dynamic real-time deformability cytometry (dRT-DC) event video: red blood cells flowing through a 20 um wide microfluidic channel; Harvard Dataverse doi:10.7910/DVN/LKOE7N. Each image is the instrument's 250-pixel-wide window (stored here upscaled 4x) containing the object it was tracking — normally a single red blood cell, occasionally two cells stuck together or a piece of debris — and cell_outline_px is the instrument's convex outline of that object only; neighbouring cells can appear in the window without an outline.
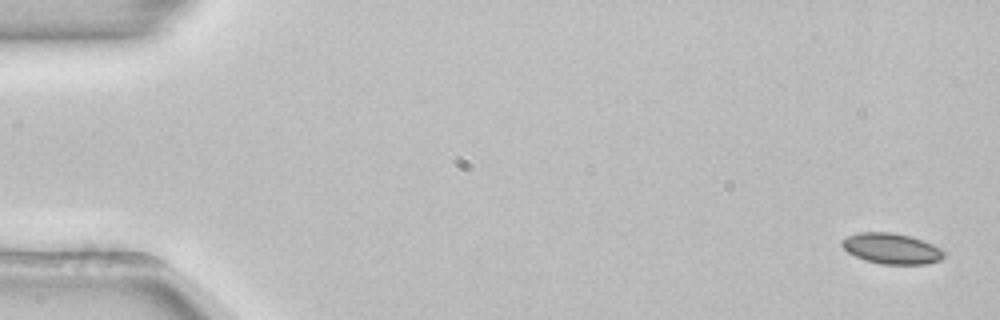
{"species": "common noctule bat (a hibernating species)", "species_latin": "Nyctalus noctula", "temperature_condition": "room temperature", "stored_images_in_passage": 53, "camera_frame_rate_fps": 3000, "um_per_image_px": 0.085, "animal": {"sex": "female", "body_mass_g": 22.7, "forearm_length_mm": 54.2}, "frame": {"image": 1, "passage_image": 1, "time_ms": 0.0, "image_size_px": [1000, 320], "cell_outline_px": [[944, 256], [940, 260], [924, 264], [884, 264], [864, 260], [848, 252], [840, 244], [840, 240], [848, 236], [860, 232], [892, 232], [912, 236], [932, 244], [940, 248], [944, 252]], "centroid_in_image_um": [75.77, 21.12], "position_along_channel_um": 9.2, "area_um2": 18.21}}
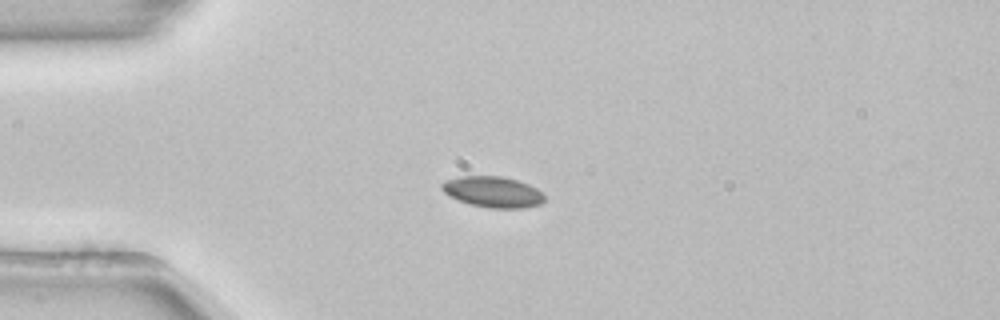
{"frame": {"image": 2, "passage_image": 13, "time_ms": 4.0, "image_size_px": [1000, 320], "cell_outline_px": [[544, 200], [540, 204], [524, 208], [488, 208], [468, 204], [448, 196], [440, 188], [440, 184], [444, 180], [456, 176], [500, 176], [516, 180], [528, 184], [536, 188], [544, 196]], "centroid_in_image_um": [41.82, 16.31], "position_along_channel_um": 43.2, "area_um2": 18.67}}
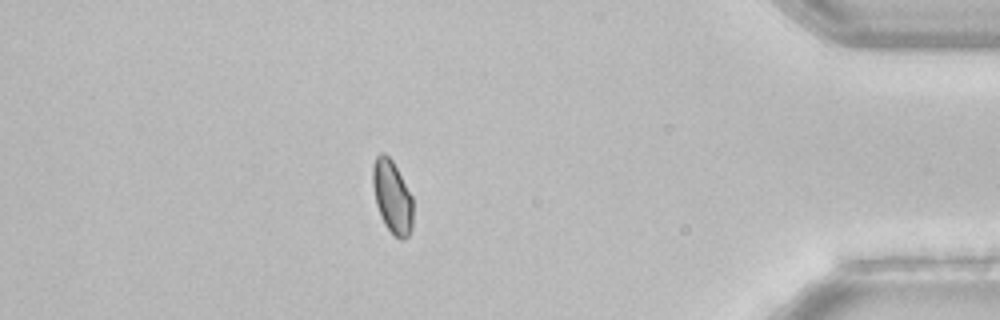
{"frame": {"image": 3, "passage_image": 46, "time_ms": 15.0, "image_size_px": [1000, 320], "cell_outline_px": [[412, 228], [408, 236], [404, 240], [400, 240], [384, 224], [380, 216], [376, 204], [372, 184], [372, 164], [376, 156], [380, 152], [384, 152], [392, 160], [412, 196]], "centroid_in_image_um": [33.32, 16.71], "position_along_channel_um": 401.9, "area_um2": 17.17}, "authors_computed_cell_mechanics": {"area_um2": 17.6868, "velocity_mm_per_s": 3.8693, "shape_relaxation_time_tau1_ms": 8.2585, "shape_relaxation_time_tau2_ms": null, "deformation_change_tau1": 0.0795, "deformation_change_tau2": null}}